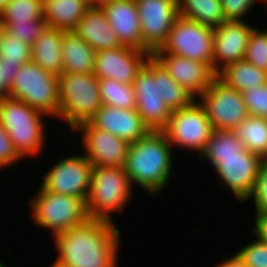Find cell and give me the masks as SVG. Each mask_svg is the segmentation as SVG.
<instances>
[{
    "mask_svg": "<svg viewBox=\"0 0 267 267\" xmlns=\"http://www.w3.org/2000/svg\"><path fill=\"white\" fill-rule=\"evenodd\" d=\"M120 232L113 222L89 218L54 234L61 267H116Z\"/></svg>",
    "mask_w": 267,
    "mask_h": 267,
    "instance_id": "cell-1",
    "label": "cell"
},
{
    "mask_svg": "<svg viewBox=\"0 0 267 267\" xmlns=\"http://www.w3.org/2000/svg\"><path fill=\"white\" fill-rule=\"evenodd\" d=\"M133 87L136 110L150 131H162L171 111L185 108L195 100L152 55L137 73Z\"/></svg>",
    "mask_w": 267,
    "mask_h": 267,
    "instance_id": "cell-2",
    "label": "cell"
},
{
    "mask_svg": "<svg viewBox=\"0 0 267 267\" xmlns=\"http://www.w3.org/2000/svg\"><path fill=\"white\" fill-rule=\"evenodd\" d=\"M162 131H150L129 145L124 170L131 183H138L150 194L164 188L171 176L172 155Z\"/></svg>",
    "mask_w": 267,
    "mask_h": 267,
    "instance_id": "cell-3",
    "label": "cell"
},
{
    "mask_svg": "<svg viewBox=\"0 0 267 267\" xmlns=\"http://www.w3.org/2000/svg\"><path fill=\"white\" fill-rule=\"evenodd\" d=\"M43 114L23 101L9 97L0 99V123L21 158L36 155L42 149Z\"/></svg>",
    "mask_w": 267,
    "mask_h": 267,
    "instance_id": "cell-4",
    "label": "cell"
},
{
    "mask_svg": "<svg viewBox=\"0 0 267 267\" xmlns=\"http://www.w3.org/2000/svg\"><path fill=\"white\" fill-rule=\"evenodd\" d=\"M58 116L74 130L101 108L99 82L94 74L62 73L59 76Z\"/></svg>",
    "mask_w": 267,
    "mask_h": 267,
    "instance_id": "cell-5",
    "label": "cell"
},
{
    "mask_svg": "<svg viewBox=\"0 0 267 267\" xmlns=\"http://www.w3.org/2000/svg\"><path fill=\"white\" fill-rule=\"evenodd\" d=\"M8 97L23 101L45 115L58 116L59 77L29 61L16 71Z\"/></svg>",
    "mask_w": 267,
    "mask_h": 267,
    "instance_id": "cell-6",
    "label": "cell"
},
{
    "mask_svg": "<svg viewBox=\"0 0 267 267\" xmlns=\"http://www.w3.org/2000/svg\"><path fill=\"white\" fill-rule=\"evenodd\" d=\"M130 180L124 167L93 166L86 200L90 218L111 221V211H121L131 196Z\"/></svg>",
    "mask_w": 267,
    "mask_h": 267,
    "instance_id": "cell-7",
    "label": "cell"
},
{
    "mask_svg": "<svg viewBox=\"0 0 267 267\" xmlns=\"http://www.w3.org/2000/svg\"><path fill=\"white\" fill-rule=\"evenodd\" d=\"M31 205L35 224L51 228L52 235L81 225L90 218L85 199L50 192L42 187Z\"/></svg>",
    "mask_w": 267,
    "mask_h": 267,
    "instance_id": "cell-8",
    "label": "cell"
},
{
    "mask_svg": "<svg viewBox=\"0 0 267 267\" xmlns=\"http://www.w3.org/2000/svg\"><path fill=\"white\" fill-rule=\"evenodd\" d=\"M213 28L179 15L162 47L154 53H166L213 66Z\"/></svg>",
    "mask_w": 267,
    "mask_h": 267,
    "instance_id": "cell-9",
    "label": "cell"
},
{
    "mask_svg": "<svg viewBox=\"0 0 267 267\" xmlns=\"http://www.w3.org/2000/svg\"><path fill=\"white\" fill-rule=\"evenodd\" d=\"M213 127L205 109L194 100L189 106L171 111L166 127L162 130L173 145L203 152L212 134Z\"/></svg>",
    "mask_w": 267,
    "mask_h": 267,
    "instance_id": "cell-10",
    "label": "cell"
},
{
    "mask_svg": "<svg viewBox=\"0 0 267 267\" xmlns=\"http://www.w3.org/2000/svg\"><path fill=\"white\" fill-rule=\"evenodd\" d=\"M199 97L215 130L234 131L249 116L242 93L228 87L218 77Z\"/></svg>",
    "mask_w": 267,
    "mask_h": 267,
    "instance_id": "cell-11",
    "label": "cell"
},
{
    "mask_svg": "<svg viewBox=\"0 0 267 267\" xmlns=\"http://www.w3.org/2000/svg\"><path fill=\"white\" fill-rule=\"evenodd\" d=\"M141 23V47L151 55L165 43L179 16L178 0H135Z\"/></svg>",
    "mask_w": 267,
    "mask_h": 267,
    "instance_id": "cell-12",
    "label": "cell"
},
{
    "mask_svg": "<svg viewBox=\"0 0 267 267\" xmlns=\"http://www.w3.org/2000/svg\"><path fill=\"white\" fill-rule=\"evenodd\" d=\"M261 156L245 149L239 155L216 156L210 162L214 165L221 180L240 199L241 202L250 198L261 166Z\"/></svg>",
    "mask_w": 267,
    "mask_h": 267,
    "instance_id": "cell-13",
    "label": "cell"
},
{
    "mask_svg": "<svg viewBox=\"0 0 267 267\" xmlns=\"http://www.w3.org/2000/svg\"><path fill=\"white\" fill-rule=\"evenodd\" d=\"M92 167L83 155L62 159L46 174L41 187L50 192L87 200Z\"/></svg>",
    "mask_w": 267,
    "mask_h": 267,
    "instance_id": "cell-14",
    "label": "cell"
},
{
    "mask_svg": "<svg viewBox=\"0 0 267 267\" xmlns=\"http://www.w3.org/2000/svg\"><path fill=\"white\" fill-rule=\"evenodd\" d=\"M150 56L151 54L146 51L127 46L102 50L95 53L93 74L98 80L113 79L120 83L133 84L137 73Z\"/></svg>",
    "mask_w": 267,
    "mask_h": 267,
    "instance_id": "cell-15",
    "label": "cell"
},
{
    "mask_svg": "<svg viewBox=\"0 0 267 267\" xmlns=\"http://www.w3.org/2000/svg\"><path fill=\"white\" fill-rule=\"evenodd\" d=\"M82 131L84 155L93 166L124 167L129 143L117 136L97 128L88 122L79 124L73 131Z\"/></svg>",
    "mask_w": 267,
    "mask_h": 267,
    "instance_id": "cell-16",
    "label": "cell"
},
{
    "mask_svg": "<svg viewBox=\"0 0 267 267\" xmlns=\"http://www.w3.org/2000/svg\"><path fill=\"white\" fill-rule=\"evenodd\" d=\"M170 77L184 87L194 97L204 91L217 78V73L209 63L190 60L186 57L166 53H153Z\"/></svg>",
    "mask_w": 267,
    "mask_h": 267,
    "instance_id": "cell-17",
    "label": "cell"
},
{
    "mask_svg": "<svg viewBox=\"0 0 267 267\" xmlns=\"http://www.w3.org/2000/svg\"><path fill=\"white\" fill-rule=\"evenodd\" d=\"M252 29L243 20L225 21L213 28V69L217 74L229 64L244 59Z\"/></svg>",
    "mask_w": 267,
    "mask_h": 267,
    "instance_id": "cell-18",
    "label": "cell"
},
{
    "mask_svg": "<svg viewBox=\"0 0 267 267\" xmlns=\"http://www.w3.org/2000/svg\"><path fill=\"white\" fill-rule=\"evenodd\" d=\"M88 123L93 128L107 131L129 144L136 142L150 132L136 109H121L102 105Z\"/></svg>",
    "mask_w": 267,
    "mask_h": 267,
    "instance_id": "cell-19",
    "label": "cell"
},
{
    "mask_svg": "<svg viewBox=\"0 0 267 267\" xmlns=\"http://www.w3.org/2000/svg\"><path fill=\"white\" fill-rule=\"evenodd\" d=\"M122 46L141 47V23L135 0H107L101 6Z\"/></svg>",
    "mask_w": 267,
    "mask_h": 267,
    "instance_id": "cell-20",
    "label": "cell"
},
{
    "mask_svg": "<svg viewBox=\"0 0 267 267\" xmlns=\"http://www.w3.org/2000/svg\"><path fill=\"white\" fill-rule=\"evenodd\" d=\"M73 32L96 52L122 46L100 6L90 7Z\"/></svg>",
    "mask_w": 267,
    "mask_h": 267,
    "instance_id": "cell-21",
    "label": "cell"
},
{
    "mask_svg": "<svg viewBox=\"0 0 267 267\" xmlns=\"http://www.w3.org/2000/svg\"><path fill=\"white\" fill-rule=\"evenodd\" d=\"M64 32V30L47 27L31 46V61L58 77L63 73Z\"/></svg>",
    "mask_w": 267,
    "mask_h": 267,
    "instance_id": "cell-22",
    "label": "cell"
},
{
    "mask_svg": "<svg viewBox=\"0 0 267 267\" xmlns=\"http://www.w3.org/2000/svg\"><path fill=\"white\" fill-rule=\"evenodd\" d=\"M90 7L84 0H43V18L50 28L73 31Z\"/></svg>",
    "mask_w": 267,
    "mask_h": 267,
    "instance_id": "cell-23",
    "label": "cell"
},
{
    "mask_svg": "<svg viewBox=\"0 0 267 267\" xmlns=\"http://www.w3.org/2000/svg\"><path fill=\"white\" fill-rule=\"evenodd\" d=\"M96 51L73 31L62 40L63 73L93 74Z\"/></svg>",
    "mask_w": 267,
    "mask_h": 267,
    "instance_id": "cell-24",
    "label": "cell"
},
{
    "mask_svg": "<svg viewBox=\"0 0 267 267\" xmlns=\"http://www.w3.org/2000/svg\"><path fill=\"white\" fill-rule=\"evenodd\" d=\"M217 77L228 87L241 93L267 84V72L245 60L229 64Z\"/></svg>",
    "mask_w": 267,
    "mask_h": 267,
    "instance_id": "cell-25",
    "label": "cell"
},
{
    "mask_svg": "<svg viewBox=\"0 0 267 267\" xmlns=\"http://www.w3.org/2000/svg\"><path fill=\"white\" fill-rule=\"evenodd\" d=\"M179 15L215 28L225 22L221 0H178Z\"/></svg>",
    "mask_w": 267,
    "mask_h": 267,
    "instance_id": "cell-26",
    "label": "cell"
},
{
    "mask_svg": "<svg viewBox=\"0 0 267 267\" xmlns=\"http://www.w3.org/2000/svg\"><path fill=\"white\" fill-rule=\"evenodd\" d=\"M234 132L249 152L267 161V119L249 115Z\"/></svg>",
    "mask_w": 267,
    "mask_h": 267,
    "instance_id": "cell-27",
    "label": "cell"
},
{
    "mask_svg": "<svg viewBox=\"0 0 267 267\" xmlns=\"http://www.w3.org/2000/svg\"><path fill=\"white\" fill-rule=\"evenodd\" d=\"M99 96L102 105L121 109H136L133 84L120 83L113 79H99Z\"/></svg>",
    "mask_w": 267,
    "mask_h": 267,
    "instance_id": "cell-28",
    "label": "cell"
},
{
    "mask_svg": "<svg viewBox=\"0 0 267 267\" xmlns=\"http://www.w3.org/2000/svg\"><path fill=\"white\" fill-rule=\"evenodd\" d=\"M245 149V145L234 131L213 129L210 139L200 155L208 157L211 161L216 156L239 155V152H243Z\"/></svg>",
    "mask_w": 267,
    "mask_h": 267,
    "instance_id": "cell-29",
    "label": "cell"
},
{
    "mask_svg": "<svg viewBox=\"0 0 267 267\" xmlns=\"http://www.w3.org/2000/svg\"><path fill=\"white\" fill-rule=\"evenodd\" d=\"M43 18V0H10L0 12V24L4 22H31Z\"/></svg>",
    "mask_w": 267,
    "mask_h": 267,
    "instance_id": "cell-30",
    "label": "cell"
},
{
    "mask_svg": "<svg viewBox=\"0 0 267 267\" xmlns=\"http://www.w3.org/2000/svg\"><path fill=\"white\" fill-rule=\"evenodd\" d=\"M31 46L12 38L5 30L0 38V62L19 63L31 61Z\"/></svg>",
    "mask_w": 267,
    "mask_h": 267,
    "instance_id": "cell-31",
    "label": "cell"
},
{
    "mask_svg": "<svg viewBox=\"0 0 267 267\" xmlns=\"http://www.w3.org/2000/svg\"><path fill=\"white\" fill-rule=\"evenodd\" d=\"M2 26L12 38L18 39L19 42H25L30 46L48 27L44 18H38L31 22H4Z\"/></svg>",
    "mask_w": 267,
    "mask_h": 267,
    "instance_id": "cell-32",
    "label": "cell"
},
{
    "mask_svg": "<svg viewBox=\"0 0 267 267\" xmlns=\"http://www.w3.org/2000/svg\"><path fill=\"white\" fill-rule=\"evenodd\" d=\"M243 60L267 72V30L252 29Z\"/></svg>",
    "mask_w": 267,
    "mask_h": 267,
    "instance_id": "cell-33",
    "label": "cell"
},
{
    "mask_svg": "<svg viewBox=\"0 0 267 267\" xmlns=\"http://www.w3.org/2000/svg\"><path fill=\"white\" fill-rule=\"evenodd\" d=\"M235 256L247 267H267V244L257 238Z\"/></svg>",
    "mask_w": 267,
    "mask_h": 267,
    "instance_id": "cell-34",
    "label": "cell"
},
{
    "mask_svg": "<svg viewBox=\"0 0 267 267\" xmlns=\"http://www.w3.org/2000/svg\"><path fill=\"white\" fill-rule=\"evenodd\" d=\"M242 95L249 115L267 119V84L248 89Z\"/></svg>",
    "mask_w": 267,
    "mask_h": 267,
    "instance_id": "cell-35",
    "label": "cell"
},
{
    "mask_svg": "<svg viewBox=\"0 0 267 267\" xmlns=\"http://www.w3.org/2000/svg\"><path fill=\"white\" fill-rule=\"evenodd\" d=\"M250 197L254 198L256 213H267V161L260 168Z\"/></svg>",
    "mask_w": 267,
    "mask_h": 267,
    "instance_id": "cell-36",
    "label": "cell"
},
{
    "mask_svg": "<svg viewBox=\"0 0 267 267\" xmlns=\"http://www.w3.org/2000/svg\"><path fill=\"white\" fill-rule=\"evenodd\" d=\"M254 2L255 0H221L225 20L242 21L241 17L249 11Z\"/></svg>",
    "mask_w": 267,
    "mask_h": 267,
    "instance_id": "cell-37",
    "label": "cell"
},
{
    "mask_svg": "<svg viewBox=\"0 0 267 267\" xmlns=\"http://www.w3.org/2000/svg\"><path fill=\"white\" fill-rule=\"evenodd\" d=\"M21 159L13 147L12 140L0 123V168Z\"/></svg>",
    "mask_w": 267,
    "mask_h": 267,
    "instance_id": "cell-38",
    "label": "cell"
},
{
    "mask_svg": "<svg viewBox=\"0 0 267 267\" xmlns=\"http://www.w3.org/2000/svg\"><path fill=\"white\" fill-rule=\"evenodd\" d=\"M20 67L19 63L0 62V99L9 96V89L15 73Z\"/></svg>",
    "mask_w": 267,
    "mask_h": 267,
    "instance_id": "cell-39",
    "label": "cell"
},
{
    "mask_svg": "<svg viewBox=\"0 0 267 267\" xmlns=\"http://www.w3.org/2000/svg\"><path fill=\"white\" fill-rule=\"evenodd\" d=\"M255 216V234L258 236V239L263 243L267 244V213H256Z\"/></svg>",
    "mask_w": 267,
    "mask_h": 267,
    "instance_id": "cell-40",
    "label": "cell"
},
{
    "mask_svg": "<svg viewBox=\"0 0 267 267\" xmlns=\"http://www.w3.org/2000/svg\"><path fill=\"white\" fill-rule=\"evenodd\" d=\"M229 259L230 260H226L222 262V264H220L217 267H247L238 258H236L235 255L233 256V258H229Z\"/></svg>",
    "mask_w": 267,
    "mask_h": 267,
    "instance_id": "cell-41",
    "label": "cell"
},
{
    "mask_svg": "<svg viewBox=\"0 0 267 267\" xmlns=\"http://www.w3.org/2000/svg\"><path fill=\"white\" fill-rule=\"evenodd\" d=\"M89 6H101L107 0H84Z\"/></svg>",
    "mask_w": 267,
    "mask_h": 267,
    "instance_id": "cell-42",
    "label": "cell"
},
{
    "mask_svg": "<svg viewBox=\"0 0 267 267\" xmlns=\"http://www.w3.org/2000/svg\"><path fill=\"white\" fill-rule=\"evenodd\" d=\"M9 1L10 0H0V12H2V10L6 7Z\"/></svg>",
    "mask_w": 267,
    "mask_h": 267,
    "instance_id": "cell-43",
    "label": "cell"
},
{
    "mask_svg": "<svg viewBox=\"0 0 267 267\" xmlns=\"http://www.w3.org/2000/svg\"><path fill=\"white\" fill-rule=\"evenodd\" d=\"M3 31H4V27L0 24V38H1Z\"/></svg>",
    "mask_w": 267,
    "mask_h": 267,
    "instance_id": "cell-44",
    "label": "cell"
},
{
    "mask_svg": "<svg viewBox=\"0 0 267 267\" xmlns=\"http://www.w3.org/2000/svg\"><path fill=\"white\" fill-rule=\"evenodd\" d=\"M51 267H61V266H59L57 263L54 262Z\"/></svg>",
    "mask_w": 267,
    "mask_h": 267,
    "instance_id": "cell-45",
    "label": "cell"
},
{
    "mask_svg": "<svg viewBox=\"0 0 267 267\" xmlns=\"http://www.w3.org/2000/svg\"><path fill=\"white\" fill-rule=\"evenodd\" d=\"M0 267H5V265L3 263L0 262ZM7 267V266H6Z\"/></svg>",
    "mask_w": 267,
    "mask_h": 267,
    "instance_id": "cell-46",
    "label": "cell"
}]
</instances>
